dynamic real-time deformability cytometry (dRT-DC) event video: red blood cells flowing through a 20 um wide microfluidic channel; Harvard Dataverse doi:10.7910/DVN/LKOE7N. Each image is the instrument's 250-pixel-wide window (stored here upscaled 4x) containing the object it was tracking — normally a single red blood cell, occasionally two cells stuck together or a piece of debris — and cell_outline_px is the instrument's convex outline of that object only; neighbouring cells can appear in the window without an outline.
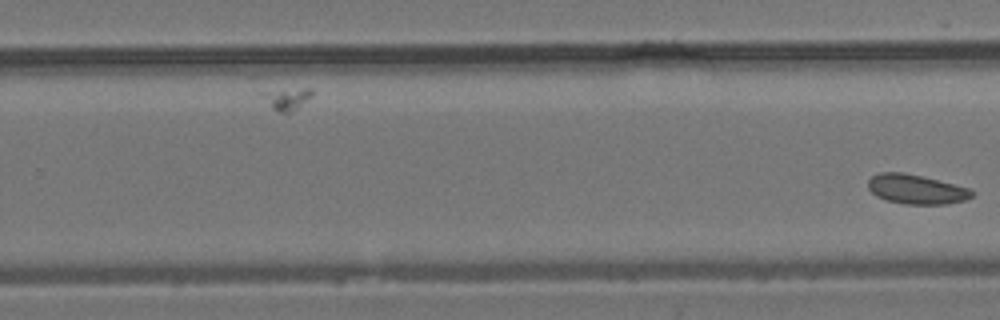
{"species": "common noctule bat (a hibernating species)", "species_latin": "Nyctalus noctula", "temperature_condition": "room temperature", "stored_images_in_passage": 21, "camera_frame_rate_fps": 3000, "um_per_image_px": 0.085, "animal": {"sex": "male", "body_mass_g": 19.2, "forearm_length_mm": 51.8}, "frame": {"image": 1, "passage_image": 21, "time_ms": 6.667, "image_size_px": [1000, 320], "cell_outline_px": [[976, 192], [972, 196], [964, 200], [944, 204], [904, 204], [888, 200], [876, 196], [868, 188], [868, 180], [872, 176], [880, 172], [904, 172], [972, 188]], "centroid_in_image_um": [77.9, 16.08], "position_along_channel_um": 251.9, "area_um2": 17.86}}